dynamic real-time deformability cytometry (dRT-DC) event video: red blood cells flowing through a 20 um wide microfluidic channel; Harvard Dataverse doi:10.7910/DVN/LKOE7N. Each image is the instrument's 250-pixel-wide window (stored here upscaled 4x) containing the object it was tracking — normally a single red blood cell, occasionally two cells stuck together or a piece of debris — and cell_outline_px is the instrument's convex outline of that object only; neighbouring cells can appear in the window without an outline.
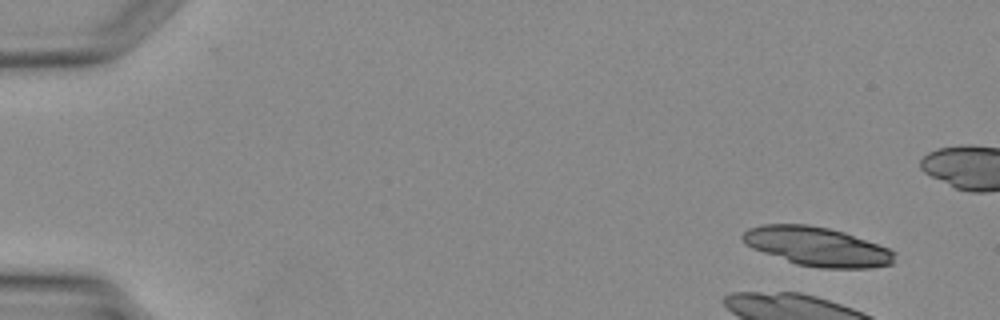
{"species": "Egyptian fruit bat (a non-hibernating species)", "species_latin": "Rousettus aegyptiacus", "temperature_condition": "warm", "stored_images_in_passage": 4, "segment_of_instrument_passage": [2, 2], "camera_frame_rate_fps": 3000, "um_per_image_px": 0.085, "animal": {"sex": "female"}, "frame": {"image": 1, "passage_image": 4, "time_ms": 4.0, "image_size_px": [1000, 320], "cell_outline_px": [[896, 252], [892, 264], [868, 268], [820, 268], [796, 264], [752, 248], [744, 244], [740, 236], [748, 228], [760, 224], [808, 224], [828, 228], [844, 232], [888, 248]], "centroid_in_image_um": [69.42, 20.95], "position_along_channel_um": 15.6, "area_um2": 34.51}}